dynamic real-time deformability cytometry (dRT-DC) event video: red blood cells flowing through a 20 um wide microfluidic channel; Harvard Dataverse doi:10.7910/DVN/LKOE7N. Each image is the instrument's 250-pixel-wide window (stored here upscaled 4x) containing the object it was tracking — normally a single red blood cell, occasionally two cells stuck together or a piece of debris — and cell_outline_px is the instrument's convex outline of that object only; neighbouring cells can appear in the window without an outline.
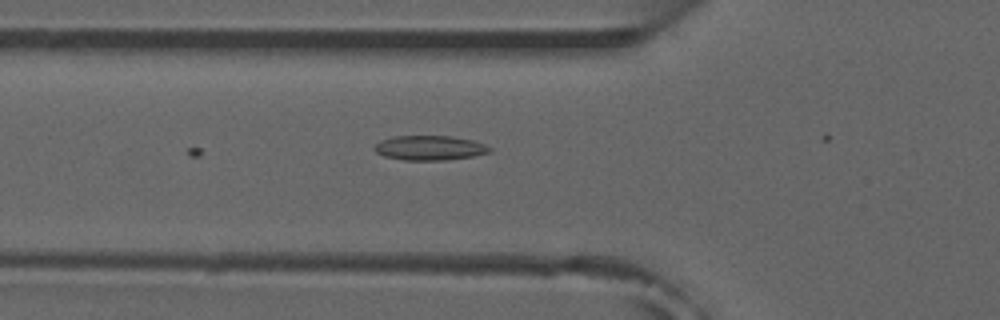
{"species": "common noctule bat (a hibernating species)", "species_latin": "Nyctalus noctula", "temperature_condition": "room temperature", "stored_images_in_passage": 4, "camera_frame_rate_fps": 3000, "um_per_image_px": 0.085, "animal": {"sex": "male", "forearm_length_mm": 52.5}, "frame": {"image": 1, "passage_image": 4, "time_ms": 1.0, "image_size_px": [1000, 320], "cell_outline_px": [[492, 152], [472, 156], [448, 160], [404, 160], [384, 156], [376, 152], [372, 148], [380, 140], [392, 136], [452, 136], [472, 140], [484, 144], [492, 148]], "centroid_in_image_um": [36.51, 12.57], "position_along_channel_um": 89.3, "area_um2": 16.65}}